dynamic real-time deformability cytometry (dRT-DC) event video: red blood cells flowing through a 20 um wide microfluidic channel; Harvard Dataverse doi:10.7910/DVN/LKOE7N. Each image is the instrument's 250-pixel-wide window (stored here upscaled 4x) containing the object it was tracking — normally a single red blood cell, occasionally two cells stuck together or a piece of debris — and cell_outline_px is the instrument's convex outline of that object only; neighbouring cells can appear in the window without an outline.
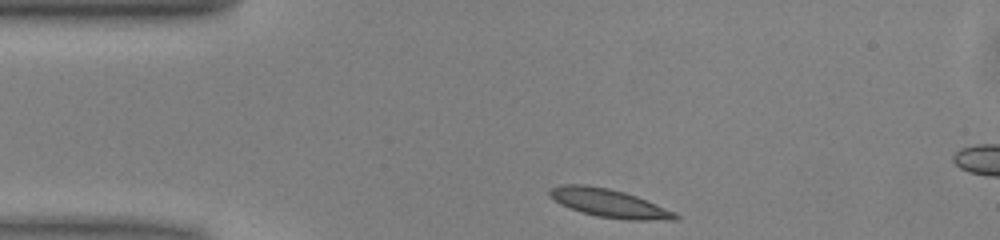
{"species": "common noctule bat (a hibernating species)", "species_latin": "Nyctalus noctula", "temperature_condition": "warm", "stored_images_in_passage": 43, "camera_frame_rate_fps": 3000, "um_per_image_px": 0.085, "animal": {"sex": "male", "body_mass_g": 13.0, "forearm_length_mm": 53.1}, "frame": {"image": 1, "passage_image": 1, "time_ms": 0.0, "image_size_px": [1000, 240], "cell_outline_px": [[680, 220], [628, 220], [596, 216], [580, 212], [560, 204], [548, 192], [548, 188], [560, 184], [584, 184], [608, 188], [624, 192], [636, 196], [676, 212], [680, 216]], "centroid_in_image_um": [51.79, 17.27], "position_along_channel_um": 33.2, "area_um2": 20.81}}
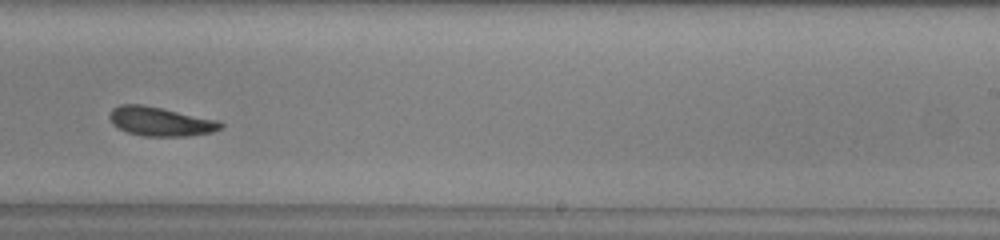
{"frame": {"image": 2, "passage_image": 22, "time_ms": 7.0, "image_size_px": [1000, 240], "cell_outline_px": [[224, 128], [212, 132], [188, 136], [144, 136], [128, 132], [112, 124], [108, 116], [112, 108], [120, 104], [140, 104], [220, 120], [224, 124]], "centroid_in_image_um": [13.66, 10.33], "position_along_channel_um": 275.3, "area_um2": 18.84}}
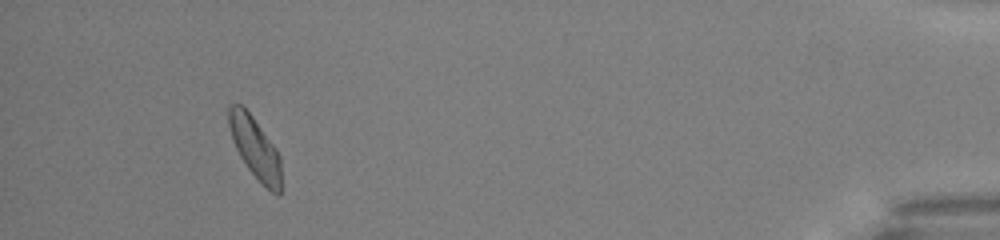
{"frame": {"image": 3, "passage_image": 38, "time_ms": 12.333, "image_size_px": [1000, 240], "cell_outline_px": [[280, 192], [276, 196], [260, 184], [248, 168], [240, 156], [232, 140], [228, 124], [228, 104], [240, 104], [252, 116], [276, 148], [280, 156]], "centroid_in_image_um": [21.67, 12.59], "position_along_channel_um": 413.5, "area_um2": 18.73}, "authors_computed_cell_mechanics": {"area_um2": 19.1318, "velocity_mm_per_s": 3.9992, "shape_relaxation_time_tau1_ms": 3.997, "shape_relaxation_time_tau2_ms": 9.0197, "deformation_change_tau1": 0.131, "deformation_change_tau2": 0.1329}}